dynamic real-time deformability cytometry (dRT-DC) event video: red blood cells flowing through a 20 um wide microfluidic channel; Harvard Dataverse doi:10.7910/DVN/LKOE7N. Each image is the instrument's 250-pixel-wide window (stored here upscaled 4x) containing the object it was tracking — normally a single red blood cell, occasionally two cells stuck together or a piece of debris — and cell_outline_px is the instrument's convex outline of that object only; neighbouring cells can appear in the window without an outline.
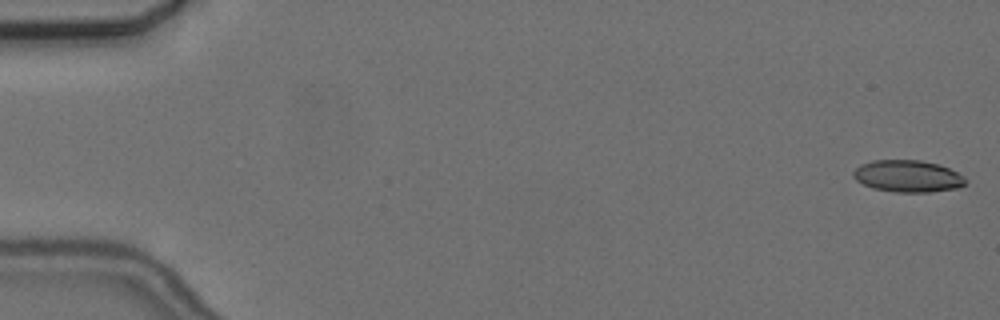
{"species": "common noctule bat (a hibernating species)", "species_latin": "Nyctalus noctula", "temperature_condition": "cold", "stored_images_in_passage": 6, "camera_frame_rate_fps": 3000, "um_per_image_px": 0.085, "animal": {"sex": "female", "body_mass_g": 24.6, "forearm_length_mm": 56.2}, "frame": {"image": 1, "passage_image": 1, "time_ms": 0.0, "image_size_px": [1000, 320], "cell_outline_px": [[968, 184], [960, 188], [932, 192], [896, 192], [872, 188], [856, 180], [852, 176], [852, 172], [860, 164], [872, 160], [920, 160], [936, 164], [948, 168], [964, 176], [968, 180]], "centroid_in_image_um": [77.18, 14.98], "position_along_channel_um": 7.8, "area_um2": 21.1}}